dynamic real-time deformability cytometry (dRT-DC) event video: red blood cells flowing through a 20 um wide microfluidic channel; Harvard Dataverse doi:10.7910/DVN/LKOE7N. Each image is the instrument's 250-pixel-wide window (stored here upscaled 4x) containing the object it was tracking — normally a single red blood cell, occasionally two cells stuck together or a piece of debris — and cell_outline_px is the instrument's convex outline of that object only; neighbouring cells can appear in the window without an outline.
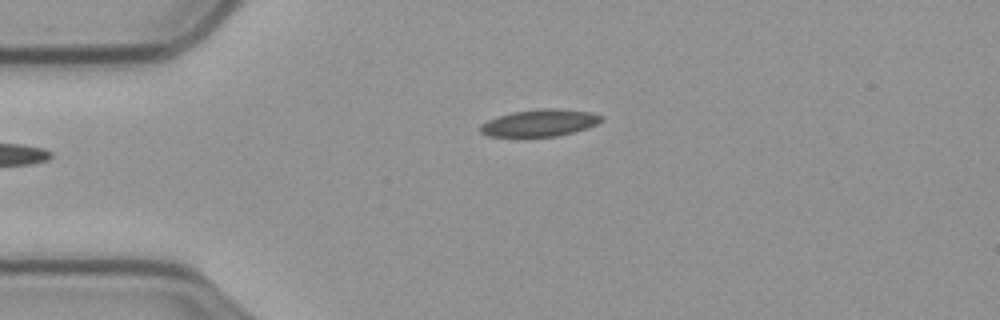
{"species": "common noctule bat (a hibernating species)", "species_latin": "Nyctalus noctula", "temperature_condition": "cold", "stored_images_in_passage": 40, "camera_frame_rate_fps": 3000, "um_per_image_px": 0.085, "animal": {"sex": "male", "body_mass_g": 23.1, "forearm_length_mm": 52.7}, "frame": {"image": 1, "passage_image": 1, "time_ms": 0.0, "image_size_px": [1000, 320], "cell_outline_px": [[604, 120], [588, 128], [556, 136], [524, 140], [488, 136], [480, 132], [480, 124], [488, 120], [512, 112], [544, 108], [556, 108], [592, 112], [604, 116]], "centroid_in_image_um": [45.84, 10.5], "position_along_channel_um": 39.2, "area_um2": 19.94}}
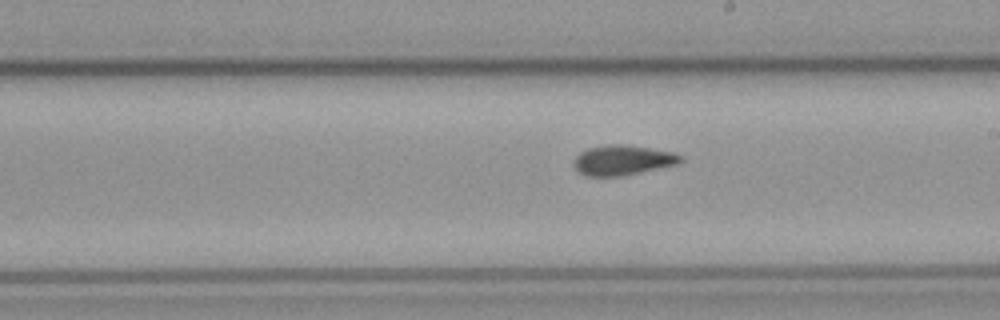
{"frame": {"image": 2, "passage_image": 20, "time_ms": 6.333, "image_size_px": [1000, 320], "cell_outline_px": [[684, 160], [680, 164], [624, 176], [584, 176], [576, 172], [572, 164], [572, 160], [580, 152], [588, 148], [608, 144], [620, 144], [648, 148], [672, 152], [684, 156]], "centroid_in_image_um": [52.91, 13.63], "position_along_channel_um": 236.1, "area_um2": 19.07}}
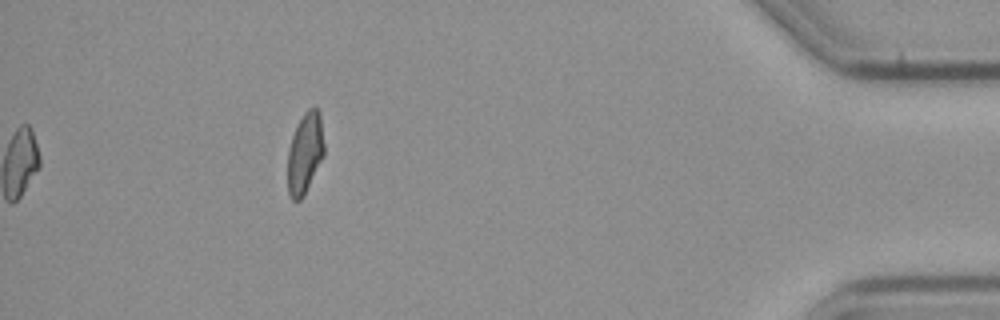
{"frame": {"image": 3, "passage_image": 40, "time_ms": 13.0, "image_size_px": [1000, 320], "cell_outline_px": [[324, 156], [304, 196], [300, 200], [292, 200], [288, 192], [288, 148], [292, 136], [304, 112], [308, 108], [316, 108], [320, 112], [324, 144]], "centroid_in_image_um": [25.93, 13.03], "position_along_channel_um": 409.3, "area_um2": 17.22}, "authors_computed_cell_mechanics": {"area_um2": 18.3226, "velocity_mm_per_s": 3.5172, "shape_relaxation_time_tau1_ms": null, "shape_relaxation_time_tau2_ms": 4.2503, "deformation_change_tau1": null, "deformation_change_tau2": 0.0754}}